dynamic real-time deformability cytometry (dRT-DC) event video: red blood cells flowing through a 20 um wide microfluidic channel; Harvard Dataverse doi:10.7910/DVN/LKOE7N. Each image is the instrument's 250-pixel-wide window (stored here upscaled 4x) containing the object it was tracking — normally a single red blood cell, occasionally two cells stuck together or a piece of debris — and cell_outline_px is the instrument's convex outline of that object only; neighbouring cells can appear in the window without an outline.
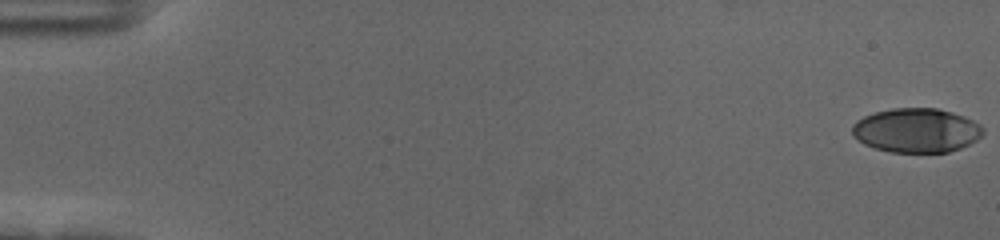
{"species": "human", "species_latin": "Homo sapiens", "temperature_condition": "cold", "stored_images_in_passage": 56, "camera_frame_rate_fps": 3000, "um_per_image_px": 0.085, "donor": {"sex": "female"}, "frame": {"image": 1, "passage_image": 1, "time_ms": 0.0, "image_size_px": [1000, 240], "cell_outline_px": [[984, 132], [976, 140], [960, 148], [948, 152], [888, 152], [872, 148], [864, 144], [852, 136], [852, 124], [856, 120], [864, 116], [876, 112], [892, 108], [936, 108], [952, 112], [964, 116], [980, 124], [984, 128]], "centroid_in_image_um": [77.87, 11.08], "position_along_channel_um": 7.1, "area_um2": 33.93}}
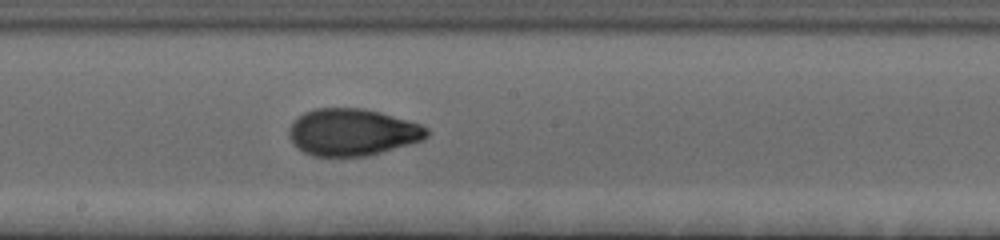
{"frame": {"image": 2, "passage_image": 32, "time_ms": 10.333, "image_size_px": [1000, 240], "cell_outline_px": [[428, 136], [424, 140], [368, 156], [312, 156], [296, 148], [288, 136], [288, 132], [292, 120], [304, 112], [316, 108], [364, 108], [380, 112], [420, 124], [428, 128]], "centroid_in_image_um": [29.92, 11.24], "position_along_channel_um": 218.3, "area_um2": 37.97}}
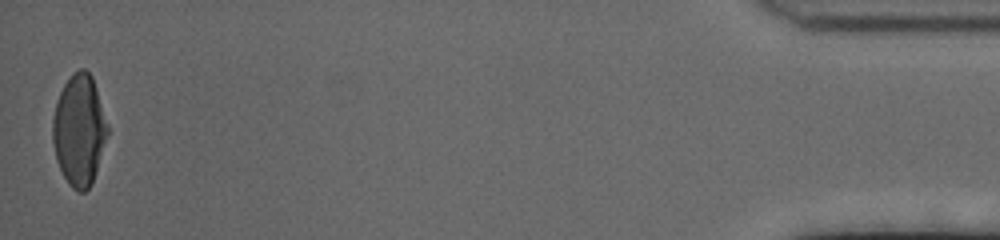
{"frame": {"image": 3, "passage_image": 56, "time_ms": 18.333, "image_size_px": [1000, 240], "cell_outline_px": [[108, 132], [92, 184], [84, 192], [76, 192], [68, 184], [56, 160], [52, 140], [52, 120], [56, 104], [60, 92], [64, 84], [72, 72], [80, 68], [84, 68], [92, 76], [96, 88], [108, 128]], "centroid_in_image_um": [6.71, 11.07], "position_along_channel_um": 428.5, "area_um2": 35.32}, "authors_computed_cell_mechanics": {"area_um2": 36.0383, "velocity_mm_per_s": 3.6808, "shape_relaxation_time_tau1_ms": 4.8397, "shape_relaxation_time_tau2_ms": 1.1272, "deformation_change_tau1": 0.2117, "deformation_change_tau2": 0.0487}}